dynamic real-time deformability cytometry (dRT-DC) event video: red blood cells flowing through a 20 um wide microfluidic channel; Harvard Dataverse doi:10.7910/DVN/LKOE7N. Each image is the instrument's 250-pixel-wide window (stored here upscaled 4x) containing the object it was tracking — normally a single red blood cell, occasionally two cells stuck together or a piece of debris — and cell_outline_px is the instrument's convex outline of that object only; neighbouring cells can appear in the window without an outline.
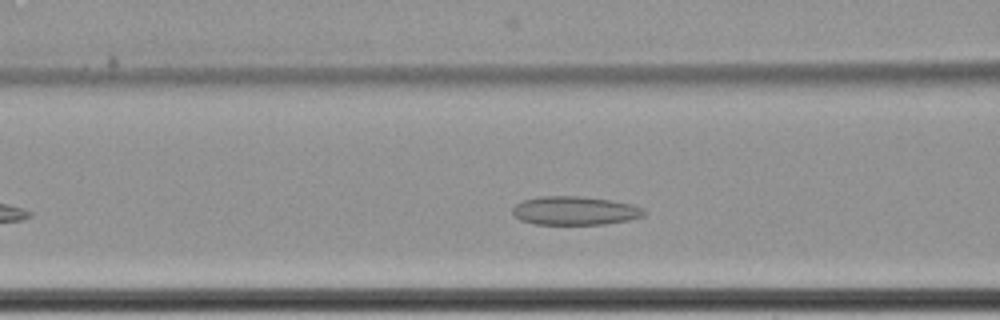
{"species": "common noctule bat (a hibernating species)", "species_latin": "Nyctalus noctula", "temperature_condition": "cold", "stored_images_in_passage": 49, "camera_frame_rate_fps": 3000, "um_per_image_px": 0.085, "animal": {"sex": "female", "body_mass_g": 22.7, "forearm_length_mm": 54.2}, "frame": {"image": 1, "passage_image": 13, "time_ms": 4.0, "image_size_px": [1000, 320], "cell_outline_px": [[648, 212], [644, 216], [628, 220], [604, 224], [536, 224], [520, 220], [512, 212], [512, 208], [516, 204], [524, 200], [540, 196], [580, 196], [612, 200], [632, 204], [644, 208]], "centroid_in_image_um": [48.9, 17.9], "position_along_channel_um": 117.7, "area_um2": 22.02}}
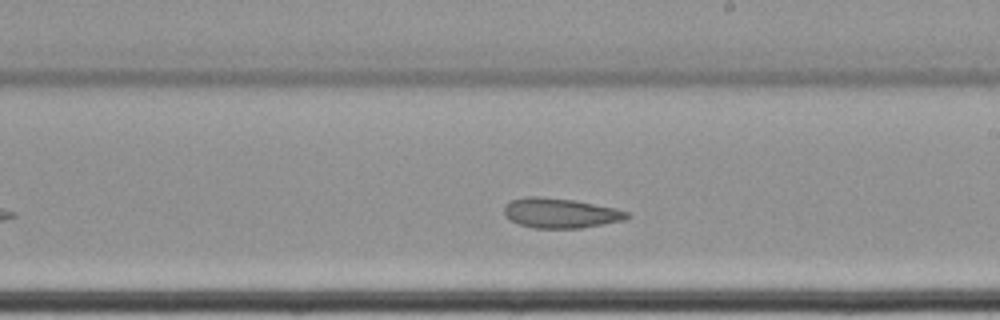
{"frame": {"image": 2, "passage_image": 24, "time_ms": 7.667, "image_size_px": [1000, 320], "cell_outline_px": [[632, 216], [624, 220], [580, 228], [532, 228], [520, 224], [504, 216], [504, 204], [512, 200], [528, 196], [536, 196], [572, 200], [616, 208], [628, 212]], "centroid_in_image_um": [47.63, 18.11], "position_along_channel_um": 241.4, "area_um2": 21.27}}
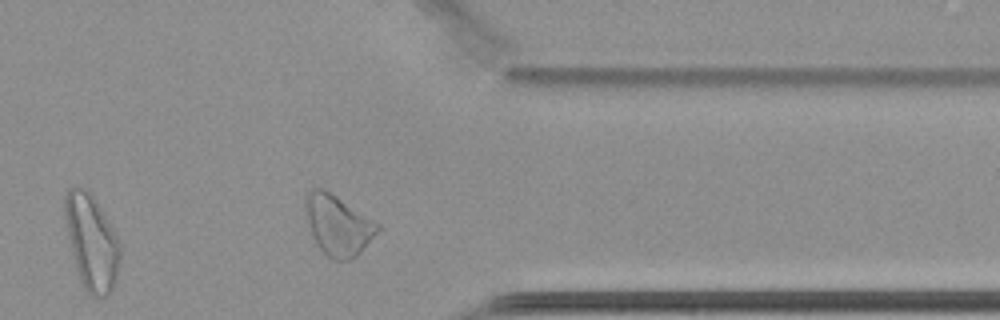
{"frame": {"image": 3, "passage_image": 37, "time_ms": 12.0, "image_size_px": [1000, 320], "cell_outline_px": [[384, 228], [356, 256], [348, 260], [332, 260], [316, 244], [308, 224], [304, 212], [304, 196], [312, 188], [324, 188], [380, 224]], "centroid_in_image_um": [28.73, 19.12], "position_along_channel_um": 382.7, "area_um2": 25.61}, "authors_computed_cell_mechanics": {"area_um2": 22.542, "velocity_mm_per_s": 3.3778, "shape_relaxation_time_tau1_ms": null, "shape_relaxation_time_tau2_ms": 4.7609, "deformation_change_tau1": null, "deformation_change_tau2": 0.0937}}